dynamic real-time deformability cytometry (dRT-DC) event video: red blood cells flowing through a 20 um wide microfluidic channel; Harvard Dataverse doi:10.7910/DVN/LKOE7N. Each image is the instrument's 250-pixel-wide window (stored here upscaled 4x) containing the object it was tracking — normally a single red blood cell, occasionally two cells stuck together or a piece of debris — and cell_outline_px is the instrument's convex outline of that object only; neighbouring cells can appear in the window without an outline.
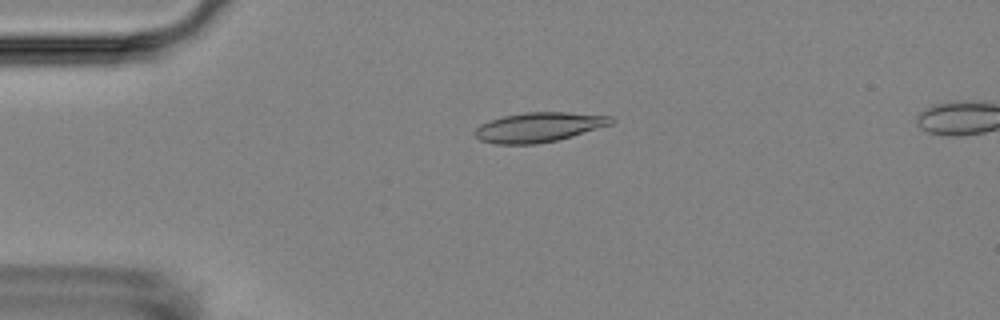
{"species": "Egyptian fruit bat (a non-hibernating species)", "species_latin": "Rousettus aegyptiacus", "temperature_condition": "room temperature", "stored_images_in_passage": 6, "camera_frame_rate_fps": 3000, "um_per_image_px": 0.085, "animal": {"sex": "female"}, "frame": {"image": 1, "passage_image": 4, "time_ms": 3.667, "image_size_px": [1000, 320], "cell_outline_px": [[616, 120], [612, 124], [572, 136], [556, 140], [536, 144], [496, 144], [480, 140], [472, 132], [480, 124], [504, 116], [524, 112], [568, 112], [612, 116]], "centroid_in_image_um": [45.81, 10.81], "position_along_channel_um": 39.2, "area_um2": 23.52}}